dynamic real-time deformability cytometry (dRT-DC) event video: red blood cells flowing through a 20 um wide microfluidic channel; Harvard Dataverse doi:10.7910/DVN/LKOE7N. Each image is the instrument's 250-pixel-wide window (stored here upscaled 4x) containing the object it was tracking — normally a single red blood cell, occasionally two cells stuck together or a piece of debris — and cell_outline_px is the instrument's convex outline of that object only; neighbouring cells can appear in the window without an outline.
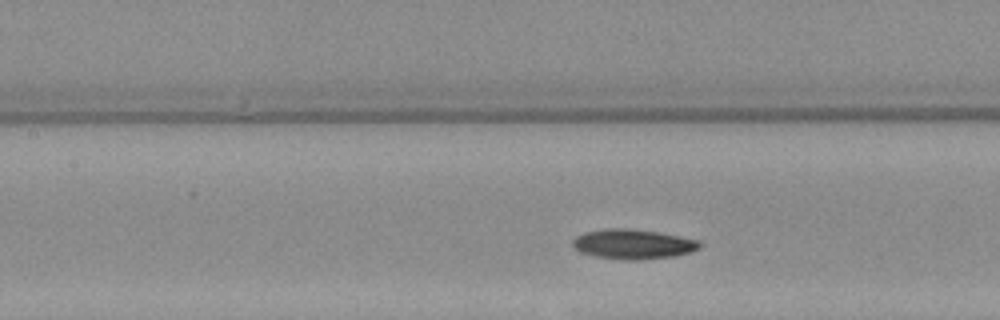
{"species": "Egyptian fruit bat (a non-hibernating species)", "species_latin": "Rousettus aegyptiacus", "temperature_condition": "warm", "stored_images_in_passage": 6, "camera_frame_rate_fps": 3000, "um_per_image_px": 0.085, "animal": {"sex": "female"}, "frame": {"image": 1, "passage_image": 4, "time_ms": 4.667, "image_size_px": [1000, 320], "cell_outline_px": [[700, 248], [692, 252], [672, 256], [640, 260], [628, 260], [592, 256], [580, 252], [572, 248], [572, 240], [576, 236], [584, 232], [612, 228], [628, 228], [656, 232], [700, 240]], "centroid_in_image_um": [53.77, 20.76], "position_along_channel_um": 153.6, "area_um2": 22.08}}
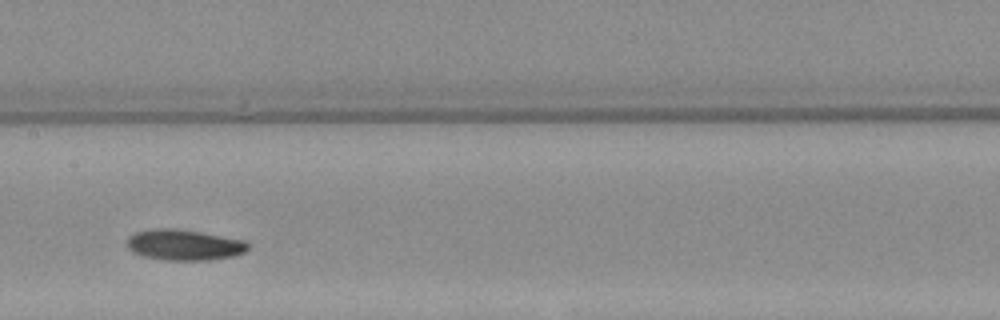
{"frame": {"image": 2, "passage_image": 5, "time_ms": 5.667, "image_size_px": [1000, 320], "cell_outline_px": [[252, 244], [244, 252], [232, 256], [208, 260], [164, 260], [144, 256], [132, 252], [128, 248], [128, 236], [136, 232], [156, 228], [176, 228], [248, 240]], "centroid_in_image_um": [15.69, 20.81], "position_along_channel_um": 191.7, "area_um2": 21.85}}
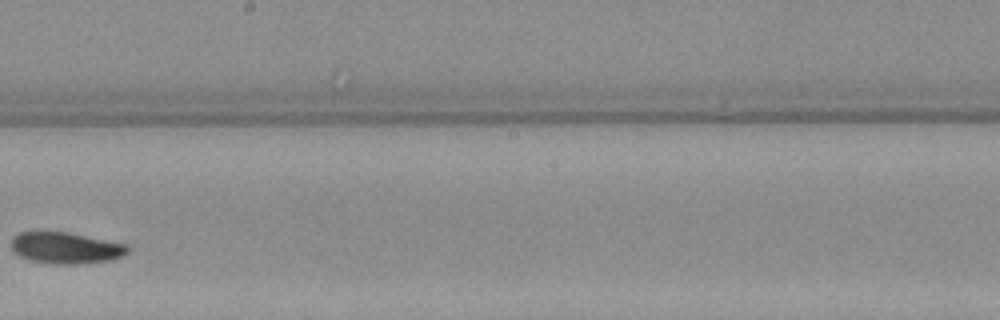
{"frame": {"image": 3, "passage_image": 6, "time_ms": 7.0, "image_size_px": [1000, 320], "cell_outline_px": [[128, 252], [124, 256], [112, 260], [76, 264], [52, 264], [28, 260], [12, 252], [12, 236], [20, 232], [64, 232], [128, 244]], "centroid_in_image_um": [5.58, 21.09], "position_along_channel_um": 242.6, "area_um2": 21.33}}